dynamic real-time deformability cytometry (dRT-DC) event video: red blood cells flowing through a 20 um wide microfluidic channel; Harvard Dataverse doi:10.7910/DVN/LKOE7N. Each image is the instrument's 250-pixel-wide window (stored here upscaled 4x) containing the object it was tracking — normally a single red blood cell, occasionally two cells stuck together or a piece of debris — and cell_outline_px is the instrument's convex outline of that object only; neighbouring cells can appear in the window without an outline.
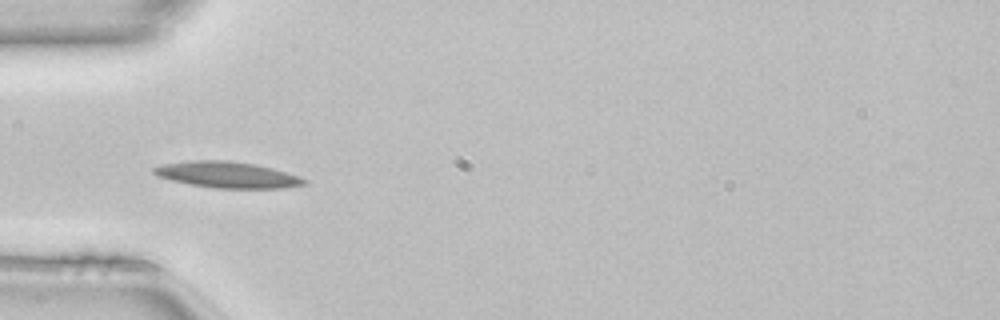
{"species": "common noctule bat (a hibernating species)", "species_latin": "Nyctalus noctula", "temperature_condition": "room temperature", "stored_images_in_passage": 41, "camera_frame_rate_fps": 3000, "um_per_image_px": 0.085, "animal": {"sex": "female", "body_mass_g": 22.7, "forearm_length_mm": 54.2}, "frame": {"image": 1, "passage_image": 7, "time_ms": 2.0, "image_size_px": [1000, 320], "cell_outline_px": [[308, 180], [304, 184], [284, 188], [216, 188], [192, 184], [172, 180], [156, 176], [152, 172], [152, 168], [164, 164], [192, 160], [228, 160], [256, 164], [272, 168], [300, 176]], "centroid_in_image_um": [19.33, 14.85], "position_along_channel_um": 65.7, "area_um2": 22.83}}
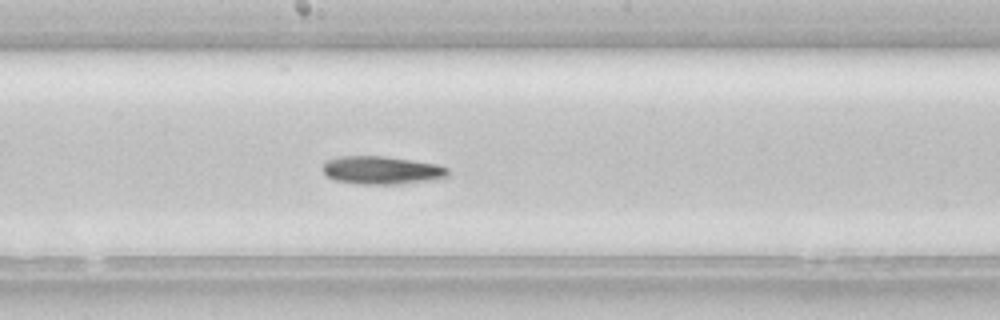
{"frame": {"image": 2, "passage_image": 18, "time_ms": 5.667, "image_size_px": [1000, 320], "cell_outline_px": [[448, 176], [436, 180], [400, 184], [360, 184], [336, 180], [328, 176], [320, 168], [328, 160], [336, 156], [384, 156], [412, 160], [436, 164], [448, 168]], "centroid_in_image_um": [32.46, 14.47], "position_along_channel_um": 215.7, "area_um2": 20.58}, "authors_computed_cell_mechanics": {"area_um2": 20.3456, "velocity_mm_per_s": 4.1166, "shape_relaxation_time_tau1_ms": 4.192, "shape_relaxation_time_tau2_ms": null, "deformation_change_tau1": 0.134, "deformation_change_tau2": null}}